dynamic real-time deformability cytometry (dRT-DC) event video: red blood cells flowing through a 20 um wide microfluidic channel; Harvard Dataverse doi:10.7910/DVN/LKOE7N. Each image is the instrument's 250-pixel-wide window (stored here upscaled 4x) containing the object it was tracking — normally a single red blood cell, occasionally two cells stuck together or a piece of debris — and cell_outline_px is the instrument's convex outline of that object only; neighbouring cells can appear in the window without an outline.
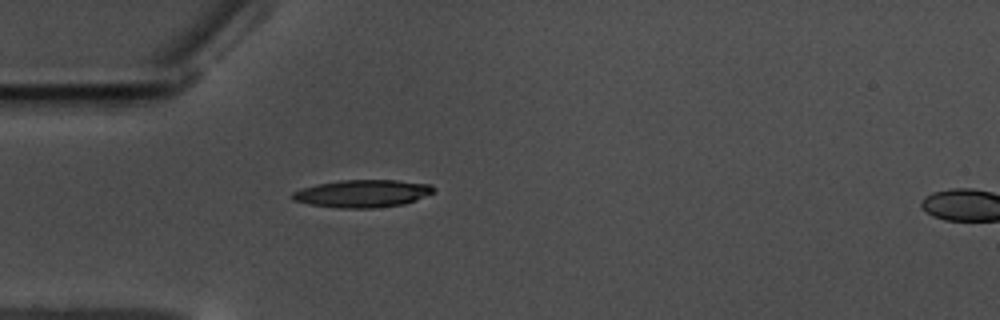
{"species": "common noctule bat (a hibernating species)", "species_latin": "Nyctalus noctula", "temperature_condition": "warm", "stored_images_in_passage": 42, "camera_frame_rate_fps": 3000, "um_per_image_px": 0.085, "animal": {"sex": "male", "body_mass_g": 17.5, "forearm_length_mm": 52.3}, "frame": {"image": 1, "passage_image": 1, "time_ms": 0.0, "image_size_px": [1000, 320], "cell_outline_px": [[436, 192], [416, 200], [404, 204], [372, 208], [340, 208], [312, 204], [292, 200], [292, 192], [300, 188], [316, 184], [340, 180], [396, 180], [432, 184], [436, 188]], "centroid_in_image_um": [30.85, 16.44], "position_along_channel_um": 54.1, "area_um2": 22.83}}
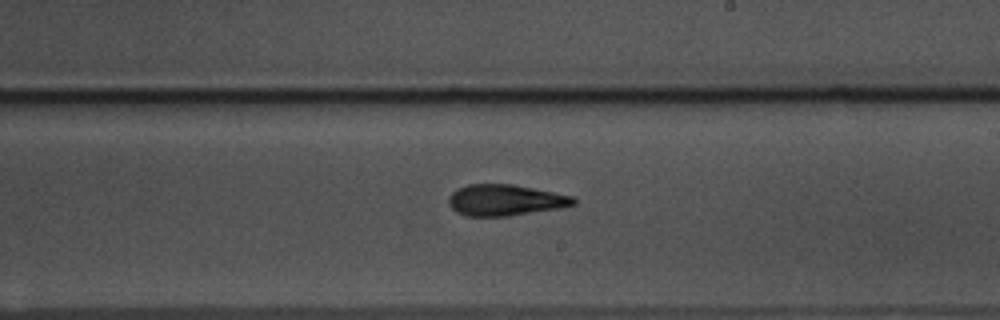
{"frame": {"image": 2, "passage_image": 18, "time_ms": 5.667, "image_size_px": [1000, 320], "cell_outline_px": [[576, 204], [560, 208], [508, 216], [464, 216], [456, 212], [448, 204], [448, 196], [456, 188], [468, 184], [512, 184], [572, 196], [576, 200]], "centroid_in_image_um": [42.89, 17.01], "position_along_channel_um": 246.1, "area_um2": 22.72}}
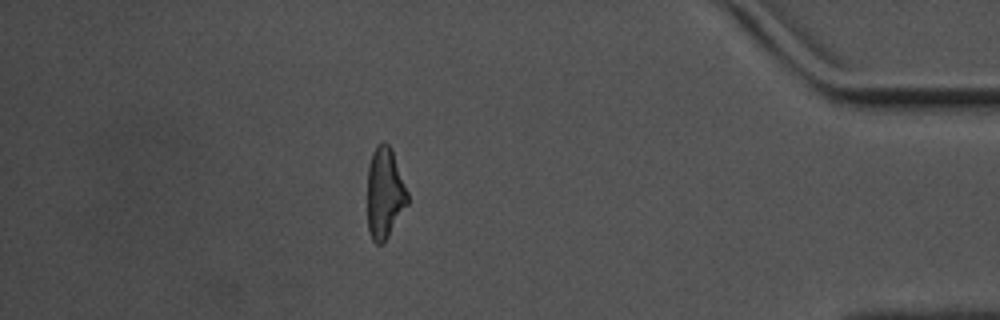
{"frame": {"image": 3, "passage_image": 35, "time_ms": 11.333, "image_size_px": [1000, 320], "cell_outline_px": [[408, 204], [384, 244], [376, 244], [372, 240], [368, 232], [368, 164], [372, 152], [384, 140], [392, 148], [408, 192]], "centroid_in_image_um": [32.71, 16.44], "position_along_channel_um": 402.5, "area_um2": 21.56}, "authors_computed_cell_mechanics": {"area_um2": 22.1952, "velocity_mm_per_s": 3.5221, "shape_relaxation_time_tau1_ms": 3.5089, "shape_relaxation_time_tau2_ms": 2.7525, "deformation_change_tau1": 0.1581, "deformation_change_tau2": 0.1298}}